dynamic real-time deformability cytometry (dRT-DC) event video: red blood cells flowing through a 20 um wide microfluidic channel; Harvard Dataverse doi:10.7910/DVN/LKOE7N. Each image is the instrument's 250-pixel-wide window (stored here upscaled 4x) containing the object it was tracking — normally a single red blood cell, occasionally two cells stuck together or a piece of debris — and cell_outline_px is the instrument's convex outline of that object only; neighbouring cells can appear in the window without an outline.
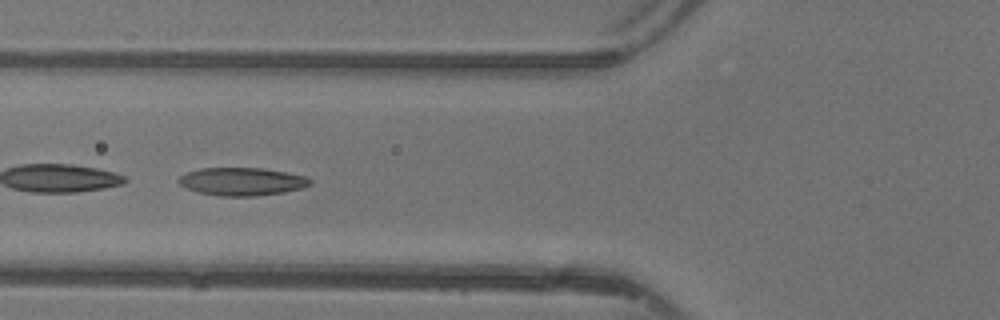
{"species": "common noctule bat (a hibernating species)", "species_latin": "Nyctalus noctula", "temperature_condition": "warm", "stored_images_in_passage": 42, "camera_frame_rate_fps": 3000, "um_per_image_px": 0.085, "animal": {"sex": "female"}, "frame": {"image": 1, "passage_image": 14, "time_ms": 4.333, "image_size_px": [1000, 320], "cell_outline_px": [[312, 184], [304, 188], [284, 192], [256, 196], [220, 196], [200, 192], [188, 188], [180, 184], [176, 180], [180, 176], [188, 172], [200, 168], [264, 168], [304, 176], [312, 180]], "centroid_in_image_um": [20.59, 15.43], "position_along_channel_um": 105.2, "area_um2": 21.33}}
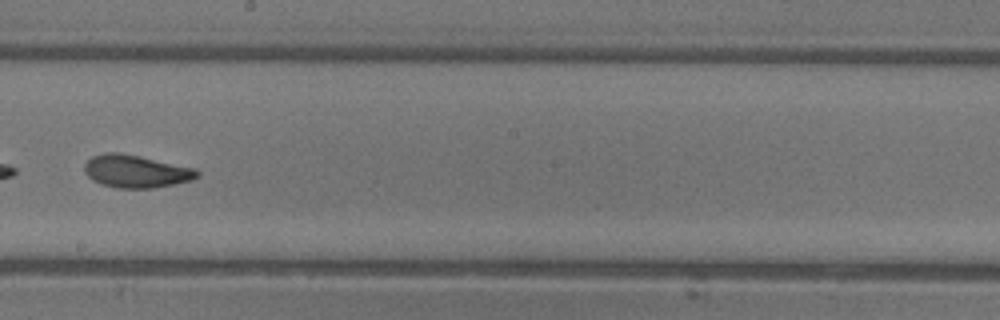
{"frame": {"image": 2, "passage_image": 23, "time_ms": 7.333, "image_size_px": [1000, 320], "cell_outline_px": [[200, 176], [192, 180], [152, 188], [116, 188], [100, 184], [92, 180], [84, 172], [84, 164], [92, 156], [104, 152], [120, 152], [140, 156], [196, 168], [200, 172]], "centroid_in_image_um": [11.55, 14.55], "position_along_channel_um": 236.7, "area_um2": 21.68}}
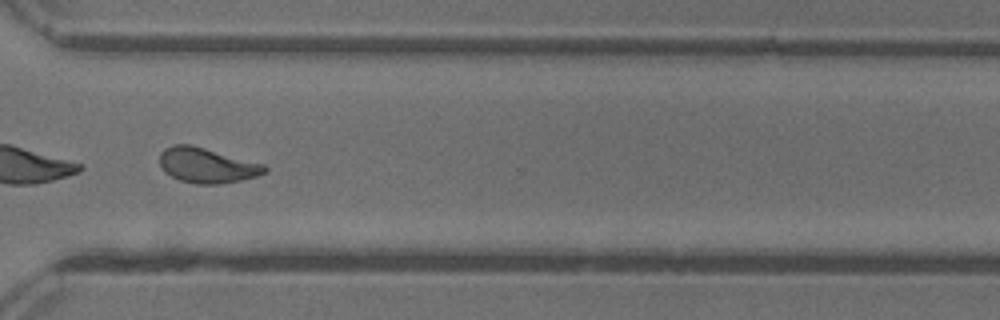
{"frame": {"image": 3, "passage_image": 31, "time_ms": 10.0, "image_size_px": [1000, 320], "cell_outline_px": [[268, 172], [256, 176], [240, 180], [220, 184], [196, 184], [180, 180], [164, 172], [160, 168], [160, 152], [164, 148], [172, 144], [192, 144], [264, 164], [268, 168]], "centroid_in_image_um": [17.57, 14.04], "position_along_channel_um": 353.0, "area_um2": 21.68}, "authors_computed_cell_mechanics": {"area_um2": 21.7906, "velocity_mm_per_s": 4.3689, "shape_relaxation_time_tau1_ms": 5.0963, "shape_relaxation_time_tau2_ms": 1.8673, "deformation_change_tau1": 0.1968, "deformation_change_tau2": 0.0773}}